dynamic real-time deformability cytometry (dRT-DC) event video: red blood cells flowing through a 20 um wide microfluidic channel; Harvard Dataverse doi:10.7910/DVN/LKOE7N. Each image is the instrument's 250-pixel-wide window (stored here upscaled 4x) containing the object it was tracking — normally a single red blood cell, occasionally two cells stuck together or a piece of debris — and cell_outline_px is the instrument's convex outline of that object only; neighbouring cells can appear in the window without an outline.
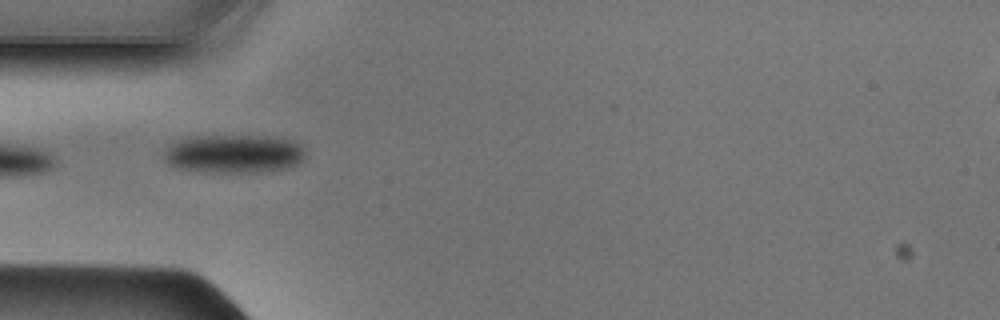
{"species": "Egyptian fruit bat (a non-hibernating species)", "species_latin": "Rousettus aegyptiacus", "temperature_condition": "cold", "stored_images_in_passage": 22, "camera_frame_rate_fps": 3000, "um_per_image_px": 0.085, "animal": {"sex": "male"}, "frame": {"image": 1, "passage_image": 1, "time_ms": 0.0, "image_size_px": [1000, 320], "cell_outline_px": [[304, 160], [288, 168], [268, 172], [196, 172], [176, 168], [168, 164], [164, 160], [164, 152], [168, 144], [188, 136], [280, 136], [300, 144], [304, 148]], "centroid_in_image_um": [19.86, 13.08], "position_along_channel_um": 65.1, "area_um2": 32.48}}